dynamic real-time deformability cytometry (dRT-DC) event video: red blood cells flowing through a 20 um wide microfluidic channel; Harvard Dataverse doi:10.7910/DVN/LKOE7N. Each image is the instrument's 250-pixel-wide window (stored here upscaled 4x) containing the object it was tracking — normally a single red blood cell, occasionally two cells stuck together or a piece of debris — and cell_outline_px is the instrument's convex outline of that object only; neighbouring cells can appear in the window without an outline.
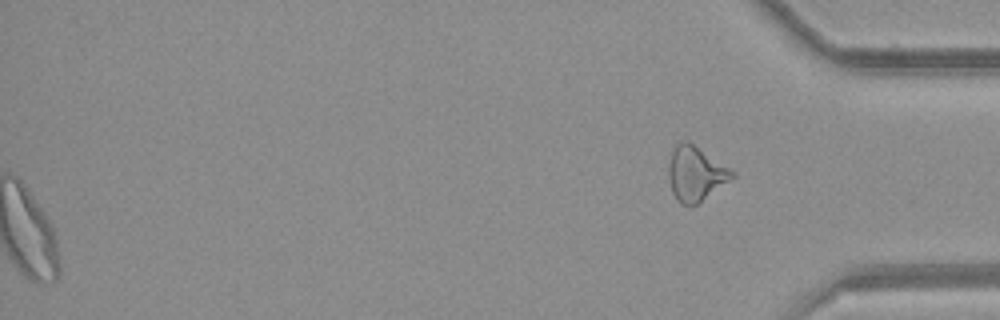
{"species": "common noctule bat (a hibernating species)", "species_latin": "Nyctalus noctula", "temperature_condition": "room temperature", "stored_images_in_passage": 42, "segment_of_instrument_passage": [2, 2], "camera_frame_rate_fps": 3000, "um_per_image_px": 0.085, "animal": {"sex": "female", "body_mass_g": 21.9}, "frame": {"image": 1, "passage_image": 42, "time_ms": 13.667, "image_size_px": [1000, 320], "cell_outline_px": [[736, 176], [696, 204], [680, 204], [676, 200], [672, 192], [668, 180], [668, 168], [672, 152], [676, 144], [684, 140], [688, 140], [736, 172]], "centroid_in_image_um": [59.12, 14.74], "position_along_channel_um": 376.1, "area_um2": 20.11}}